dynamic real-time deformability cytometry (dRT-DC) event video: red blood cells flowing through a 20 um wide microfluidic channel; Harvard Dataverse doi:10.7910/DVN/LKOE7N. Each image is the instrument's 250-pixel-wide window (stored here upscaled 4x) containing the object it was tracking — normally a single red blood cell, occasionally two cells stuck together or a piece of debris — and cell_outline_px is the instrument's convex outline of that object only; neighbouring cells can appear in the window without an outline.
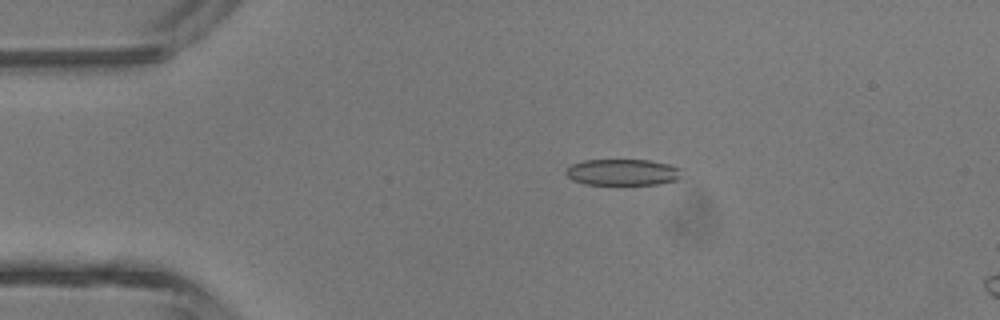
{"species": "common noctule bat (a hibernating species)", "species_latin": "Nyctalus noctula", "temperature_condition": "room temperature", "stored_images_in_passage": 2, "camera_frame_rate_fps": 3000, "um_per_image_px": 0.085, "animal": {"sex": "male", "body_mass_g": 13.3}, "frame": {"image": 1, "passage_image": 1, "time_ms": 0.0, "image_size_px": [1000, 320], "cell_outline_px": [[680, 176], [676, 180], [656, 184], [584, 184], [572, 180], [564, 172], [572, 164], [584, 160], [648, 160], [668, 164], [680, 168]], "centroid_in_image_um": [52.89, 14.63], "position_along_channel_um": 32.1, "area_um2": 17.57}}